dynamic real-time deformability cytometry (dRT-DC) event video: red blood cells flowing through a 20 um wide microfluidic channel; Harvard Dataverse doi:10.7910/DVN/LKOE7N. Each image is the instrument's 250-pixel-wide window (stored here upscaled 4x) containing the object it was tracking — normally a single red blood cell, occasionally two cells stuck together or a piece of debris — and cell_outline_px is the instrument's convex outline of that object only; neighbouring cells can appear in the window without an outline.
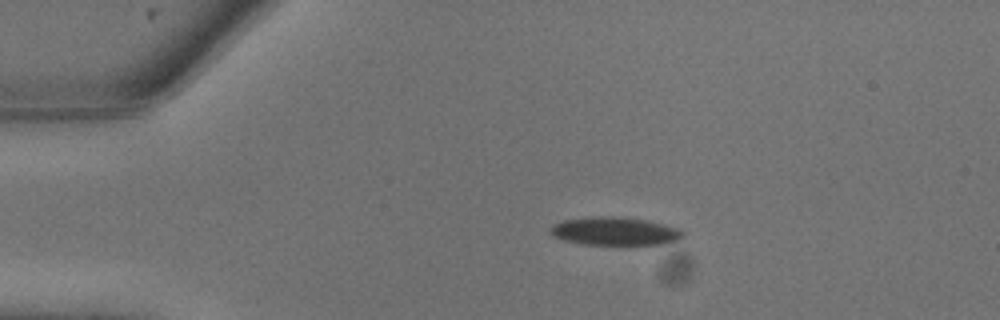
{"species": "common noctule bat (a hibernating species)", "species_latin": "Nyctalus noctula", "temperature_condition": "warm", "stored_images_in_passage": 8, "camera_frame_rate_fps": 3000, "um_per_image_px": 0.085, "animal": {"sex": "male", "body_mass_g": 13.3}, "frame": {"image": 1, "passage_image": 4, "time_ms": 1.0, "image_size_px": [1000, 320], "cell_outline_px": [[684, 236], [676, 240], [660, 244], [624, 248], [616, 248], [580, 244], [564, 240], [552, 236], [548, 232], [548, 228], [552, 224], [564, 220], [596, 216], [612, 216], [648, 220], [680, 228], [684, 232]], "centroid_in_image_um": [52.24, 19.71], "position_along_channel_um": 32.8, "area_um2": 23.12}}
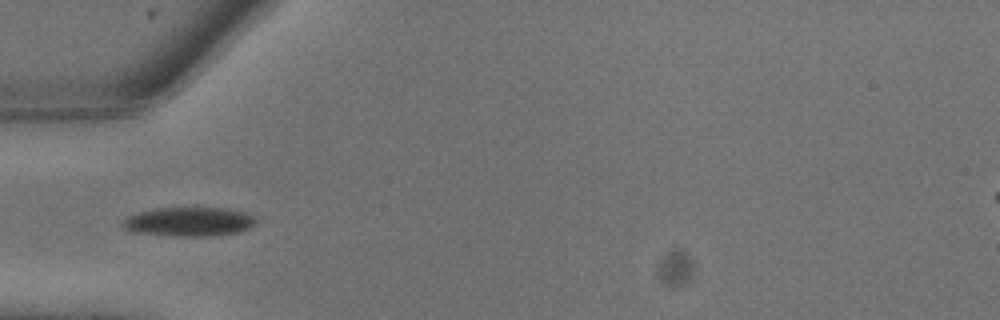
{"frame": {"image": 2, "passage_image": 7, "time_ms": 2.0, "image_size_px": [1000, 320], "cell_outline_px": [[260, 220], [252, 228], [240, 232], [212, 236], [176, 236], [136, 232], [124, 228], [120, 224], [128, 216], [136, 212], [156, 208], [232, 208], [260, 216]], "centroid_in_image_um": [16.2, 18.83], "position_along_channel_um": 68.8, "area_um2": 23.18}}